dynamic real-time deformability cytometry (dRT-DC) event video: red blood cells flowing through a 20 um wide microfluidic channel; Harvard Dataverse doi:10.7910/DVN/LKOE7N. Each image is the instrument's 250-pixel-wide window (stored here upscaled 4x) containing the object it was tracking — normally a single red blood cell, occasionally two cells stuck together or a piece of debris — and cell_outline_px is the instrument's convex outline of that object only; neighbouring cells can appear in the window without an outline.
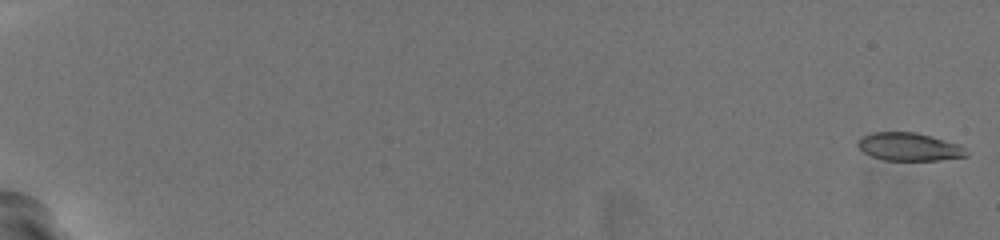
{"species": "common noctule bat (a hibernating species)", "species_latin": "Nyctalus noctula", "temperature_condition": "warm", "stored_images_in_passage": 60, "camera_frame_rate_fps": 3000, "um_per_image_px": 0.085, "animal": {"sex": "female", "body_mass_g": 19.5, "forearm_length_mm": 54.1}, "frame": {"image": 1, "passage_image": 1, "time_ms": 0.0, "image_size_px": [1000, 240], "cell_outline_px": [[968, 156], [940, 160], [884, 160], [872, 156], [864, 152], [856, 144], [856, 140], [860, 136], [872, 132], [916, 132], [960, 144], [968, 152]], "centroid_in_image_um": [77.26, 12.47], "position_along_channel_um": 7.7, "area_um2": 17.86}}
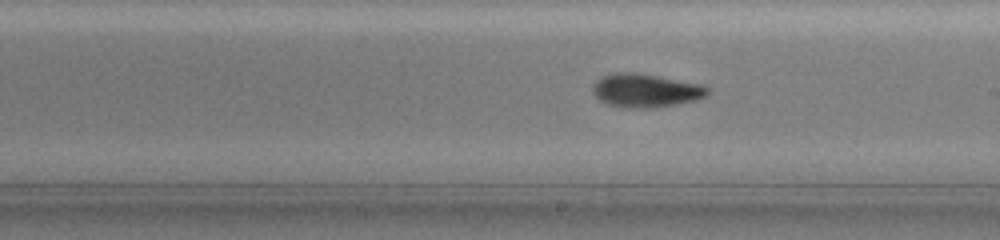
{"frame": {"image": 2, "passage_image": 38, "time_ms": 12.333, "image_size_px": [1000, 240], "cell_outline_px": [[712, 92], [708, 96], [696, 100], [656, 108], [628, 108], [608, 104], [600, 100], [592, 92], [592, 84], [596, 80], [604, 76], [620, 72], [636, 72], [704, 84]], "centroid_in_image_um": [54.93, 7.69], "position_along_channel_um": 234.1, "area_um2": 22.72}}
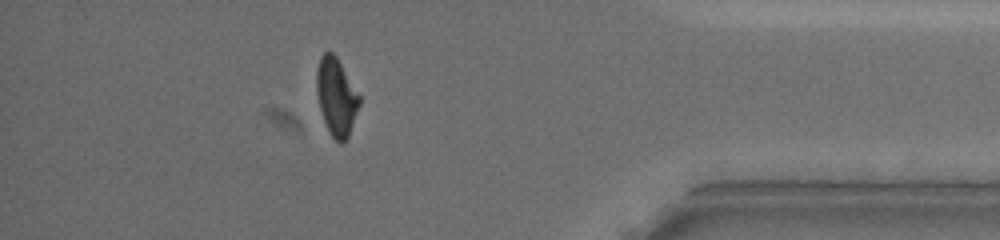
{"frame": {"image": 3, "passage_image": 54, "time_ms": 17.667, "image_size_px": [1000, 240], "cell_outline_px": [[360, 104], [348, 136], [344, 144], [340, 144], [328, 132], [320, 108], [316, 92], [316, 68], [320, 56], [328, 48], [336, 56], [360, 96]], "centroid_in_image_um": [28.57, 8.2], "position_along_channel_um": 406.6, "area_um2": 19.42}, "authors_computed_cell_mechanics": {"area_um2": 20.0566, "velocity_mm_per_s": 3.7555, "shape_relaxation_time_tau1_ms": 4.8214, "shape_relaxation_time_tau2_ms": 2.6584, "deformation_change_tau1": 0.171, "deformation_change_tau2": 0.0754}}